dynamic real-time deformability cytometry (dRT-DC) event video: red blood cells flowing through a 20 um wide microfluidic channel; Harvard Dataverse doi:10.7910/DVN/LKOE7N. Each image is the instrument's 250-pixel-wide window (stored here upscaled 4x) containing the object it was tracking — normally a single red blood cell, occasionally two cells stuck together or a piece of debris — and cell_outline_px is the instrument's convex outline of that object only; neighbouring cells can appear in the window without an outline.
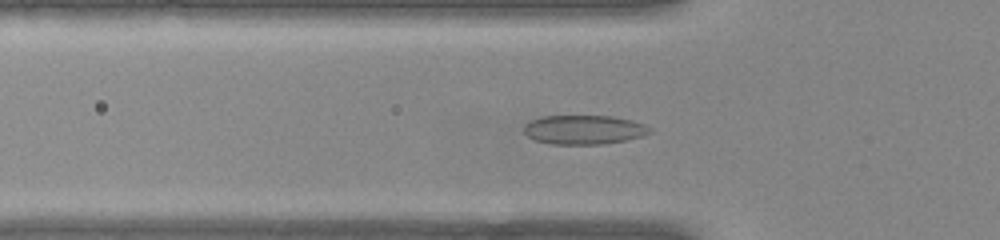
{"species": "common noctule bat (a hibernating species)", "species_latin": "Nyctalus noctula", "temperature_condition": "warm", "stored_images_in_passage": 52, "camera_frame_rate_fps": 3000, "um_per_image_px": 0.085, "animal": {"sex": "female", "body_mass_g": 22.0, "forearm_length_mm": 56.7}, "frame": {"image": 1, "passage_image": 16, "time_ms": 5.0, "image_size_px": [1000, 240], "cell_outline_px": [[652, 132], [640, 136], [624, 140], [604, 144], [552, 144], [532, 140], [524, 132], [524, 124], [532, 120], [544, 116], [612, 116], [632, 120], [644, 124], [652, 128]], "centroid_in_image_um": [49.62, 11.02], "position_along_channel_um": 76.2, "area_um2": 21.39}}
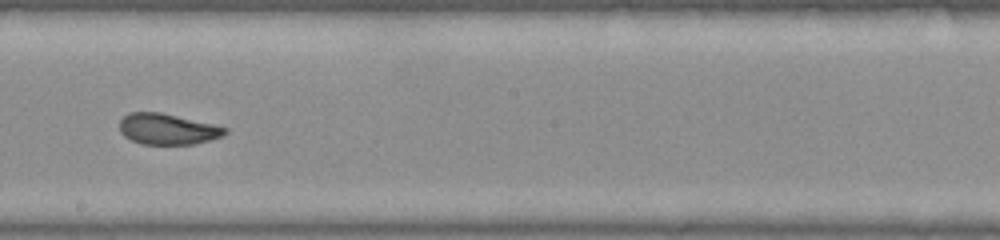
{"frame": {"image": 2, "passage_image": 28, "time_ms": 9.0, "image_size_px": [1000, 240], "cell_outline_px": [[228, 132], [224, 136], [192, 144], [140, 144], [124, 136], [120, 132], [120, 120], [128, 112], [160, 112], [212, 124], [228, 128]], "centroid_in_image_um": [14.23, 10.97], "position_along_channel_um": 234.0, "area_um2": 18.9}}
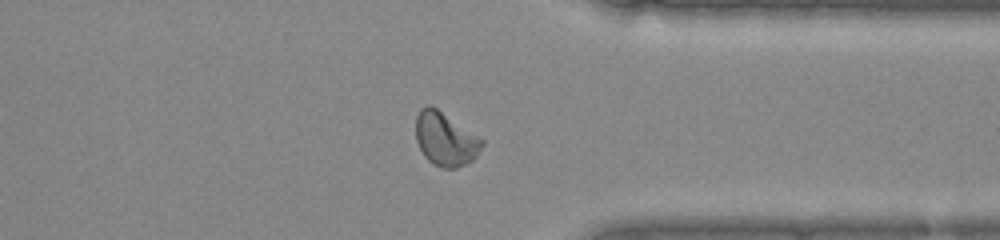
{"frame": {"image": 3, "passage_image": 39, "time_ms": 12.667, "image_size_px": [1000, 240], "cell_outline_px": [[484, 144], [476, 156], [472, 160], [456, 168], [444, 168], [432, 164], [424, 156], [416, 140], [416, 116], [420, 108], [428, 104], [432, 104], [484, 140]], "centroid_in_image_um": [37.84, 11.79], "position_along_channel_um": 373.6, "area_um2": 20.75}, "authors_computed_cell_mechanics": {"area_um2": 20.3167, "velocity_mm_per_s": 3.9379, "shape_relaxation_time_tau1_ms": 8.729, "shape_relaxation_time_tau2_ms": 1.1436, "deformation_change_tau1": 0.1642, "deformation_change_tau2": 0.0518}}